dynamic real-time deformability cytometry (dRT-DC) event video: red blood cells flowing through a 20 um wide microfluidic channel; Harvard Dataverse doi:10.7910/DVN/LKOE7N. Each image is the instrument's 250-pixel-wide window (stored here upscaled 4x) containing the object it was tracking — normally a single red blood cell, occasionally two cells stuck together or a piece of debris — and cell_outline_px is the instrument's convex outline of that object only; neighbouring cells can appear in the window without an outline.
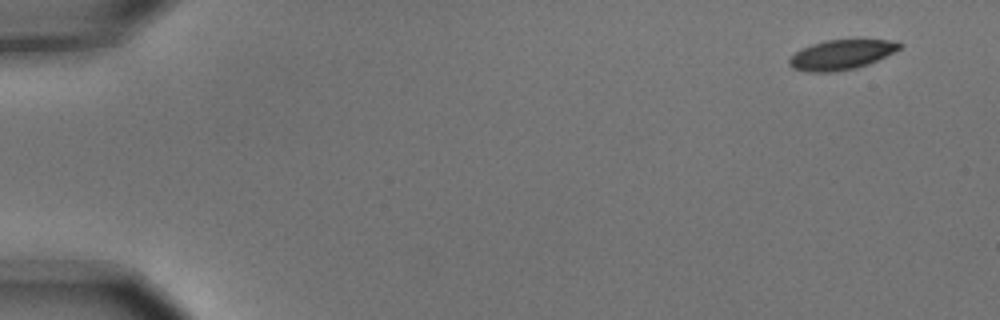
{"species": "common noctule bat (a hibernating species)", "species_latin": "Nyctalus noctula", "temperature_condition": "cold", "stored_images_in_passage": 4, "camera_frame_rate_fps": 3000, "um_per_image_px": 0.085, "animal": {"sex": "male", "body_mass_g": 15.6}, "frame": {"image": 1, "passage_image": 1, "time_ms": 0.0, "image_size_px": [1000, 320], "cell_outline_px": [[904, 44], [900, 48], [868, 64], [856, 68], [832, 72], [808, 72], [792, 68], [788, 64], [788, 60], [800, 48], [824, 40], [896, 40]], "centroid_in_image_um": [71.48, 4.65], "position_along_channel_um": 13.5, "area_um2": 19.07}}